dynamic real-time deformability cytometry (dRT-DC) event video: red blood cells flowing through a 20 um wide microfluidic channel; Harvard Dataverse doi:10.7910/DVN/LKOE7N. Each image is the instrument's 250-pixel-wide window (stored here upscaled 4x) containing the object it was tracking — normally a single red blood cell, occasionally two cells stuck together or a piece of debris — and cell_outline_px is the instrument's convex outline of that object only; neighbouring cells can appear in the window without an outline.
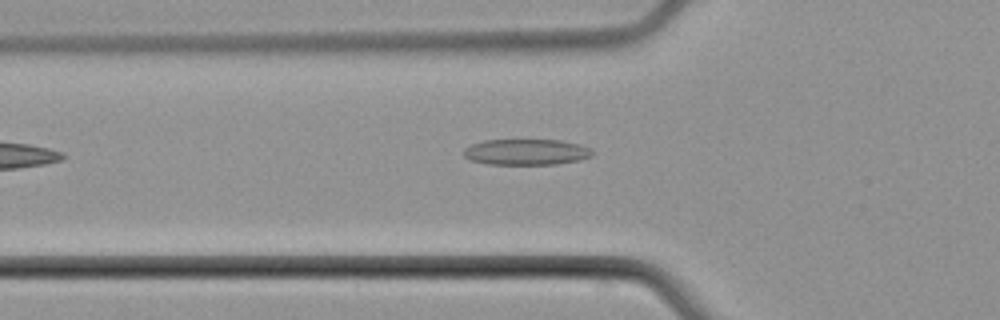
{"species": "common noctule bat (a hibernating species)", "species_latin": "Nyctalus noctula", "temperature_condition": "cold", "stored_images_in_passage": 3, "camera_frame_rate_fps": 3000, "um_per_image_px": 0.085, "animal": {"sex": "male", "body_mass_g": 21.5, "forearm_length_mm": 52.0}, "frame": {"image": 1, "passage_image": 3, "time_ms": 3.333, "image_size_px": [1000, 320], "cell_outline_px": [[596, 152], [592, 156], [580, 160], [556, 164], [488, 164], [468, 160], [464, 156], [464, 148], [472, 144], [484, 140], [560, 140], [580, 144], [592, 148]], "centroid_in_image_um": [44.77, 12.92], "position_along_channel_um": 81.0, "area_um2": 19.65}}